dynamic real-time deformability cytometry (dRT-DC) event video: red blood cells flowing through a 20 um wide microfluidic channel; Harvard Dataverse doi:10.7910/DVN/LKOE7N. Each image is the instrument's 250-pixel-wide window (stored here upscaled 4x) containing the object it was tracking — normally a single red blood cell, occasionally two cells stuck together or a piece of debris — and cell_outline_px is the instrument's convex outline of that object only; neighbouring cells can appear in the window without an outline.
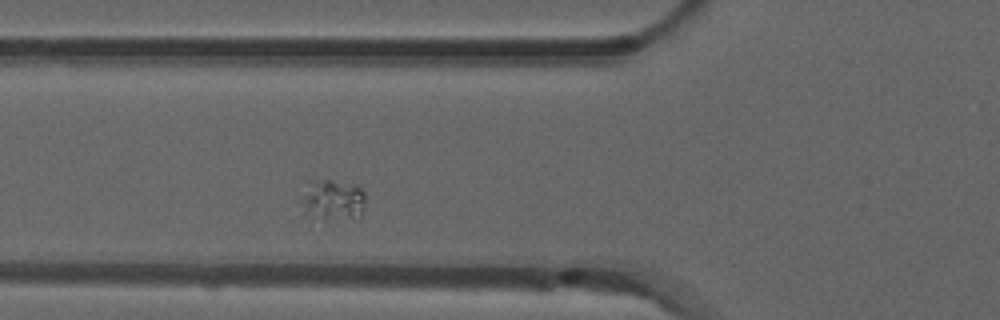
{"species": "common noctule bat (a hibernating species)", "species_latin": "Nyctalus noctula", "temperature_condition": "room temperature", "stored_images_in_passage": 4, "segment_of_instrument_passage": [2, 2], "camera_frame_rate_fps": 3000, "um_per_image_px": 0.085, "animal": {"sex": "male", "forearm_length_mm": 52.5}, "frame": {"image": 1, "passage_image": 3, "time_ms": 0.667, "image_size_px": [1000, 320], "cell_outline_px": [[364, 200], [360, 220], [324, 220], [304, 212], [300, 200], [304, 180], [332, 180], [356, 184], [364, 192]], "centroid_in_image_um": [28.25, 16.99], "position_along_channel_um": 97.5, "area_um2": 16.13}}